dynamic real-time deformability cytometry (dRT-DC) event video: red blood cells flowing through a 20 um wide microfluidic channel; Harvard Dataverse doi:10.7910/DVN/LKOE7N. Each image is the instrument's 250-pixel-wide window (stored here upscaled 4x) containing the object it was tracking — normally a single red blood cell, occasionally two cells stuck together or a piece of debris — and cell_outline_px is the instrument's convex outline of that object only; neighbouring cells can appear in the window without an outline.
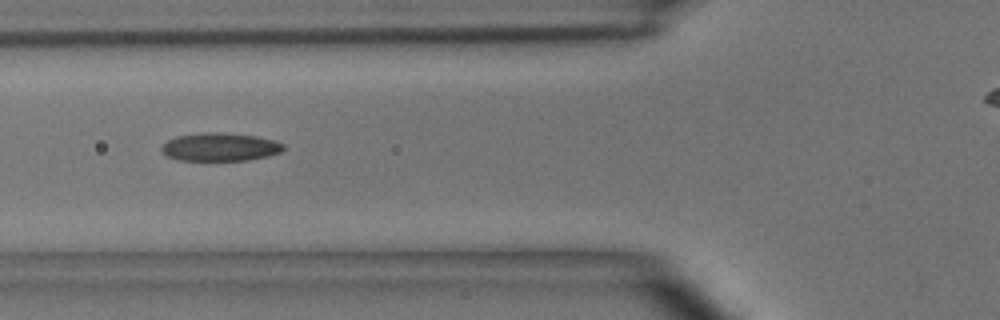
{"species": "common noctule bat (a hibernating species)", "species_latin": "Nyctalus noctula", "temperature_condition": "room temperature", "stored_images_in_passage": 4, "camera_frame_rate_fps": 3000, "um_per_image_px": 0.085, "animal": {"sex": "male", "body_mass_g": 15.6}, "frame": {"image": 1, "passage_image": 2, "time_ms": 1.0, "image_size_px": [1000, 320], "cell_outline_px": [[284, 148], [280, 152], [268, 156], [248, 160], [180, 160], [168, 156], [160, 148], [168, 140], [176, 136], [204, 132], [220, 132], [256, 136], [276, 140], [284, 144]], "centroid_in_image_um": [18.73, 12.48], "position_along_channel_um": 107.1, "area_um2": 19.94}}